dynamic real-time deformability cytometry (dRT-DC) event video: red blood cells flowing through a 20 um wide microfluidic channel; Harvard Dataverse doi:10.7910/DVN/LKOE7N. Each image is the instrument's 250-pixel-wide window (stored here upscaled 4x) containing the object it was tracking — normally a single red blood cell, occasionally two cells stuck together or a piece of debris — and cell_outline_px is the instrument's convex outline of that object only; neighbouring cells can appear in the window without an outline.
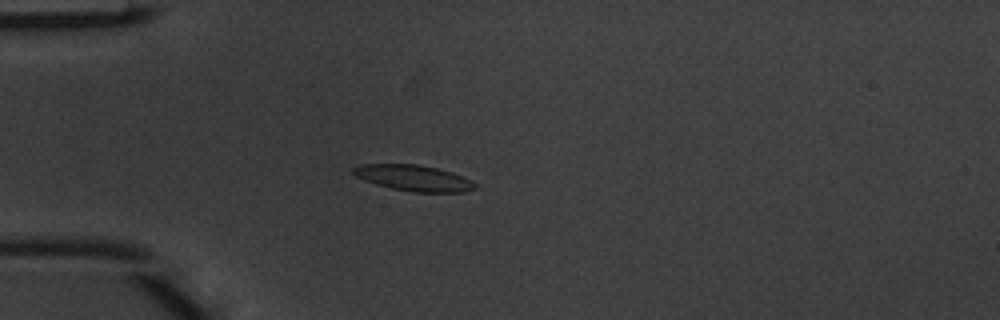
{"species": "common noctule bat (a hibernating species)", "species_latin": "Nyctalus noctula", "temperature_condition": "warm", "stored_images_in_passage": 6, "camera_frame_rate_fps": 3000, "um_per_image_px": 0.085, "animal": {"sex": "male", "body_mass_g": 20.1, "forearm_length_mm": 53.5}, "frame": {"image": 1, "passage_image": 5, "time_ms": 1.333, "image_size_px": [1000, 320], "cell_outline_px": [[476, 188], [464, 192], [412, 192], [392, 188], [376, 184], [364, 180], [356, 176], [352, 172], [352, 168], [360, 164], [420, 164], [452, 172], [472, 180], [476, 184]], "centroid_in_image_um": [35.16, 15.12], "position_along_channel_um": 49.8, "area_um2": 18.44}}